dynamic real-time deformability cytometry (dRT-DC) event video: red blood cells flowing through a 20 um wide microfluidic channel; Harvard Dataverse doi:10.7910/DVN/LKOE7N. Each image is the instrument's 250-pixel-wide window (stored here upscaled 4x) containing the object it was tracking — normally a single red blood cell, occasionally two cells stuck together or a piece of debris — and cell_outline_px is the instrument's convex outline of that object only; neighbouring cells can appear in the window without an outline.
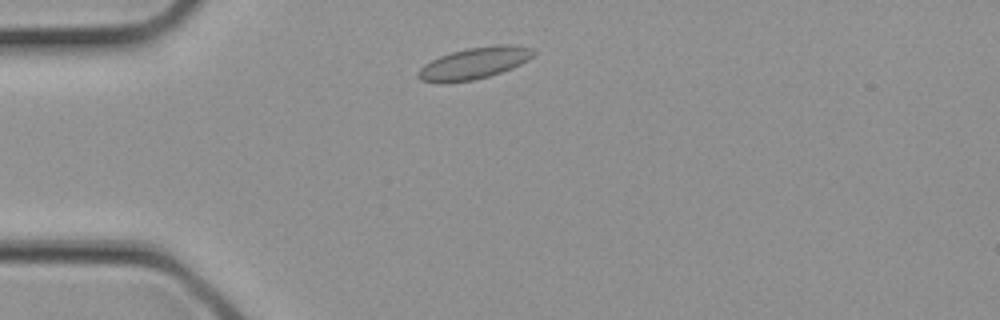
{"species": "common noctule bat (a hibernating species)", "species_latin": "Nyctalus noctula", "temperature_condition": "cold", "stored_images_in_passage": 4, "segment_of_instrument_passage": [2, 2], "camera_frame_rate_fps": 3000, "um_per_image_px": 0.085, "animal": {"sex": "female", "body_mass_g": 21.9}, "frame": {"image": 1, "passage_image": 4, "time_ms": 1.0, "image_size_px": [1000, 320], "cell_outline_px": [[536, 52], [528, 60], [512, 68], [488, 76], [472, 80], [440, 84], [420, 80], [416, 76], [416, 72], [424, 64], [440, 56], [452, 52], [468, 48], [496, 44], [516, 44], [532, 48]], "centroid_in_image_um": [40.29, 5.37], "position_along_channel_um": 44.7, "area_um2": 21.44}}